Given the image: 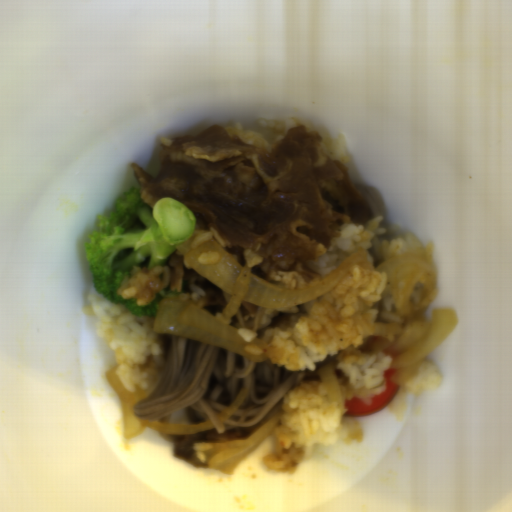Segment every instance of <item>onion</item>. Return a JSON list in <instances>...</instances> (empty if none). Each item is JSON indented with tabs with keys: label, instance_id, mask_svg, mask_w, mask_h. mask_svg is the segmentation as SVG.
Returning a JSON list of instances; mask_svg holds the SVG:
<instances>
[{
	"label": "onion",
	"instance_id": "obj_2",
	"mask_svg": "<svg viewBox=\"0 0 512 512\" xmlns=\"http://www.w3.org/2000/svg\"><path fill=\"white\" fill-rule=\"evenodd\" d=\"M435 244L398 254L379 264L375 272H385L382 298L391 295L402 322L375 321L367 330L376 336L373 349L392 358L396 369L390 381L402 387L416 376L418 368L455 329L458 319L453 309H438L430 319L425 312L437 288L433 263Z\"/></svg>",
	"mask_w": 512,
	"mask_h": 512
},
{
	"label": "onion",
	"instance_id": "obj_3",
	"mask_svg": "<svg viewBox=\"0 0 512 512\" xmlns=\"http://www.w3.org/2000/svg\"><path fill=\"white\" fill-rule=\"evenodd\" d=\"M119 366L117 364L111 367L106 371L105 376L121 405L125 438L128 439L140 435L146 428L168 435L197 433L214 428L208 419L197 424H172L139 418L134 413V405L145 398L147 394L138 385H134L135 391L125 389L117 376Z\"/></svg>",
	"mask_w": 512,
	"mask_h": 512
},
{
	"label": "onion",
	"instance_id": "obj_6",
	"mask_svg": "<svg viewBox=\"0 0 512 512\" xmlns=\"http://www.w3.org/2000/svg\"><path fill=\"white\" fill-rule=\"evenodd\" d=\"M248 392V388H241L236 398L231 402V404L221 413L218 414L219 419L221 420L222 423L235 414V412L247 398Z\"/></svg>",
	"mask_w": 512,
	"mask_h": 512
},
{
	"label": "onion",
	"instance_id": "obj_4",
	"mask_svg": "<svg viewBox=\"0 0 512 512\" xmlns=\"http://www.w3.org/2000/svg\"><path fill=\"white\" fill-rule=\"evenodd\" d=\"M282 416L283 411H278L269 421L243 440H217L207 451H203L206 456L205 462H201L194 452L192 464L195 467L209 468L226 475H233L234 470L281 424Z\"/></svg>",
	"mask_w": 512,
	"mask_h": 512
},
{
	"label": "onion",
	"instance_id": "obj_5",
	"mask_svg": "<svg viewBox=\"0 0 512 512\" xmlns=\"http://www.w3.org/2000/svg\"><path fill=\"white\" fill-rule=\"evenodd\" d=\"M317 372L322 378L328 400L332 402L341 401L342 394L335 376L334 365L328 363L319 366Z\"/></svg>",
	"mask_w": 512,
	"mask_h": 512
},
{
	"label": "onion",
	"instance_id": "obj_1",
	"mask_svg": "<svg viewBox=\"0 0 512 512\" xmlns=\"http://www.w3.org/2000/svg\"><path fill=\"white\" fill-rule=\"evenodd\" d=\"M199 234L193 233L176 247L190 261L195 272L228 292L231 299L222 312L212 315L191 302L165 298L159 305L152 329L161 334H175L225 348L258 363L266 361V354L248 353L246 346L264 348L267 345L265 340H245L238 328L230 324L242 301L271 309L303 304L327 294L367 257V251L359 248L318 282L299 287H283L252 274L248 265H239L213 238L193 247ZM207 251L218 252L220 260L210 265L199 263V255Z\"/></svg>",
	"mask_w": 512,
	"mask_h": 512
}]
</instances>
